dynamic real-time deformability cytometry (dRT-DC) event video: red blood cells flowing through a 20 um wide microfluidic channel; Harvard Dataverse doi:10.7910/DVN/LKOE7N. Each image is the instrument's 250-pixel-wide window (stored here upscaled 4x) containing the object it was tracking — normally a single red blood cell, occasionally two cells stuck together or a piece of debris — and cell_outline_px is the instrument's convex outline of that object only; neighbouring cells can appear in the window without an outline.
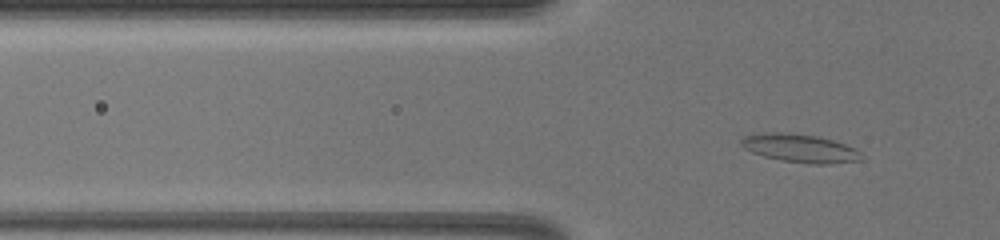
{"species": "common noctule bat (a hibernating species)", "species_latin": "Nyctalus noctula", "temperature_condition": "warm", "stored_images_in_passage": 6, "camera_frame_rate_fps": 3000, "um_per_image_px": 0.085, "animal": {"sex": "female", "body_mass_g": 19.5, "forearm_length_mm": 54.1}, "frame": {"image": 1, "passage_image": 2, "time_ms": 0.333, "image_size_px": [1000, 240], "cell_outline_px": [[864, 160], [828, 164], [812, 164], [780, 160], [764, 156], [752, 152], [744, 148], [740, 144], [740, 140], [744, 136], [772, 132], [780, 132], [816, 136], [832, 140], [844, 144], [860, 152]], "centroid_in_image_um": [68.0, 12.61], "position_along_channel_um": 57.8, "area_um2": 19.59}}
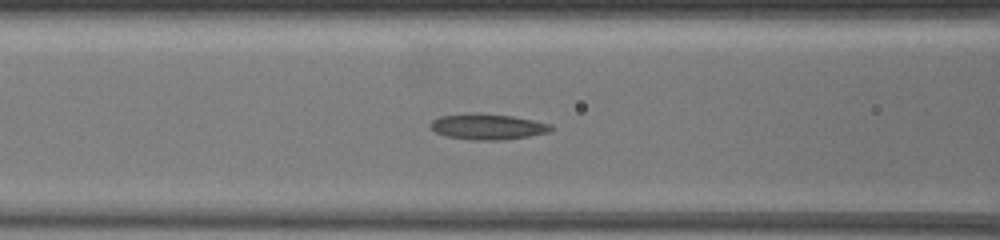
{"frame": {"image": 2, "passage_image": 6, "time_ms": 2.333, "image_size_px": [1000, 240], "cell_outline_px": [[556, 128], [548, 132], [528, 136], [504, 140], [472, 140], [444, 136], [436, 132], [428, 124], [432, 120], [440, 116], [476, 112], [512, 116], [552, 124]], "centroid_in_image_um": [41.44, 10.76], "position_along_channel_um": 125.2, "area_um2": 18.26}}